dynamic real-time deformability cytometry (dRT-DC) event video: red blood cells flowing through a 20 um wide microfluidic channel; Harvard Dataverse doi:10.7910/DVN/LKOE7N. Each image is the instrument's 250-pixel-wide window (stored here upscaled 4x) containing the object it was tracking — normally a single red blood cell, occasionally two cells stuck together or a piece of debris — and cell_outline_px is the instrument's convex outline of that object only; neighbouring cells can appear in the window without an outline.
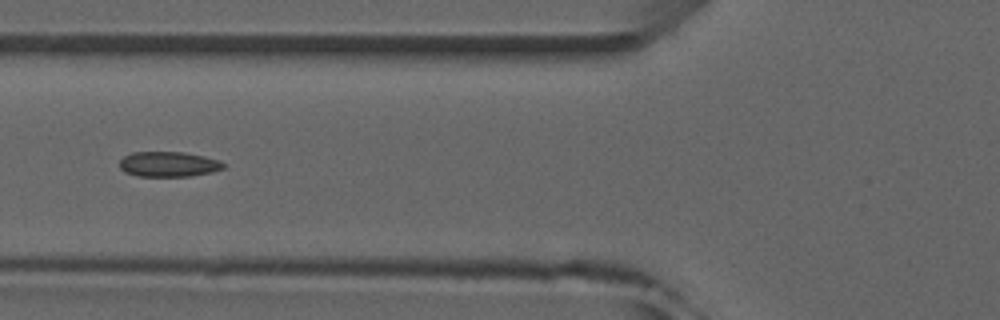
{"species": "common noctule bat (a hibernating species)", "species_latin": "Nyctalus noctula", "temperature_condition": "room temperature", "stored_images_in_passage": 5, "camera_frame_rate_fps": 3000, "um_per_image_px": 0.085, "animal": {"sex": "male", "forearm_length_mm": 52.5}, "frame": {"image": 1, "passage_image": 4, "time_ms": 3.667, "image_size_px": [1000, 320], "cell_outline_px": [[228, 164], [224, 168], [212, 172], [188, 176], [136, 176], [124, 172], [120, 168], [120, 160], [124, 156], [132, 152], [184, 152], [204, 156], [220, 160]], "centroid_in_image_um": [14.35, 13.95], "position_along_channel_um": 111.5, "area_um2": 15.37}}
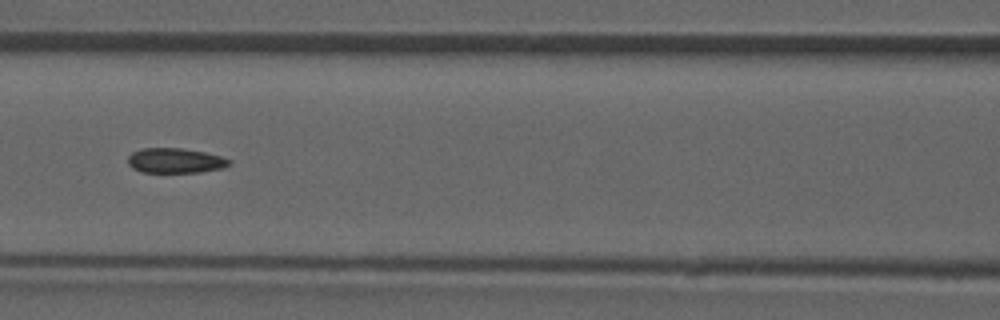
{"frame": {"image": 2, "passage_image": 5, "time_ms": 4.667, "image_size_px": [1000, 320], "cell_outline_px": [[232, 164], [224, 168], [200, 172], [140, 172], [132, 168], [128, 164], [128, 156], [132, 152], [140, 148], [184, 148], [204, 152], [220, 156], [232, 160]], "centroid_in_image_um": [14.9, 13.65], "position_along_channel_um": 151.7, "area_um2": 14.91}}